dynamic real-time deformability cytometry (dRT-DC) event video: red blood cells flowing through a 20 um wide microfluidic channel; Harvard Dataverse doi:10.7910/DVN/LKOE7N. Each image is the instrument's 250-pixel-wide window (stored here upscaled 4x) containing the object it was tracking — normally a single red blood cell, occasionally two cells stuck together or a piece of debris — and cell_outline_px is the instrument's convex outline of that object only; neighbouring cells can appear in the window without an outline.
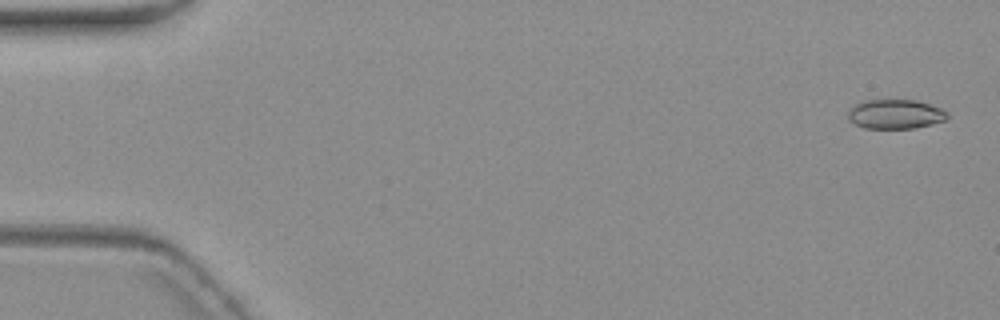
{"species": "common noctule bat (a hibernating species)", "species_latin": "Nyctalus noctula", "temperature_condition": "warm", "stored_images_in_passage": 6, "camera_frame_rate_fps": 3000, "um_per_image_px": 0.085, "animal": {"sex": "female", "body_mass_g": 19.3, "forearm_length_mm": 54.1}, "frame": {"image": 1, "passage_image": 1, "time_ms": 0.0, "image_size_px": [1000, 320], "cell_outline_px": [[948, 116], [944, 120], [912, 128], [864, 128], [848, 120], [848, 112], [856, 104], [864, 100], [916, 100], [940, 108], [948, 112]], "centroid_in_image_um": [76.07, 9.69], "position_along_channel_um": 8.9, "area_um2": 16.7}}
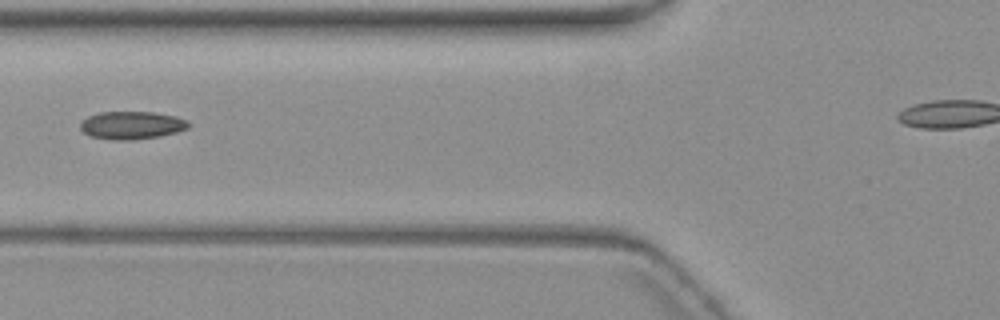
{"frame": {"image": 2, "passage_image": 6, "time_ms": 7.0, "image_size_px": [1000, 320], "cell_outline_px": [[188, 128], [176, 132], [160, 136], [132, 140], [108, 140], [88, 136], [80, 128], [80, 124], [88, 116], [100, 112], [152, 112], [176, 116], [184, 120], [188, 124]], "centroid_in_image_um": [11.15, 10.66], "position_along_channel_um": 114.7, "area_um2": 17.51}}